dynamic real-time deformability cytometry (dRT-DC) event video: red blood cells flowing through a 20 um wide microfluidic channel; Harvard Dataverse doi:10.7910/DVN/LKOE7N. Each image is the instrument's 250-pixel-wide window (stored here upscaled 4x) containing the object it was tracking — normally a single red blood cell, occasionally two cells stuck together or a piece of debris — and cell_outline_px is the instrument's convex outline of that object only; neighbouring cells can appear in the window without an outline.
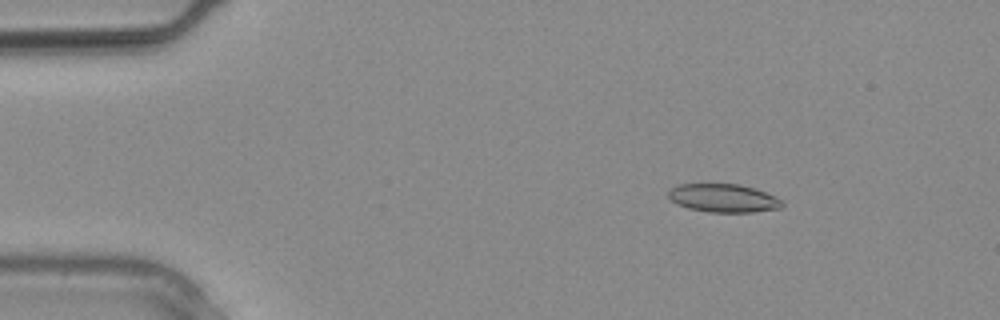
{"species": "common noctule bat (a hibernating species)", "species_latin": "Nyctalus noctula", "temperature_condition": "warm", "stored_images_in_passage": 4, "camera_frame_rate_fps": 3000, "um_per_image_px": 0.085, "animal": {"sex": "male", "body_mass_g": 20.4}, "frame": {"image": 1, "passage_image": 2, "time_ms": 0.333, "image_size_px": [1000, 320], "cell_outline_px": [[784, 204], [780, 208], [752, 212], [708, 212], [688, 208], [676, 204], [668, 196], [668, 192], [672, 188], [680, 184], [740, 184], [776, 196]], "centroid_in_image_um": [61.47, 16.84], "position_along_channel_um": 23.5, "area_um2": 18.61}}